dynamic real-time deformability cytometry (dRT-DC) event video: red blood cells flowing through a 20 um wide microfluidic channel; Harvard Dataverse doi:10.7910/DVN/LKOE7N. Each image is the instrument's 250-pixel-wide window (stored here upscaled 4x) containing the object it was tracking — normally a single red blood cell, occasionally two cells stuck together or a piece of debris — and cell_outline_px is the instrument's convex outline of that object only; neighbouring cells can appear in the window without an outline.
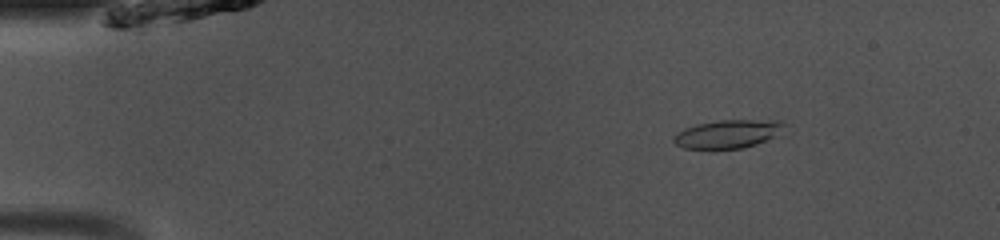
{"species": "common noctule bat (a hibernating species)", "species_latin": "Nyctalus noctula", "temperature_condition": "room temperature", "stored_images_in_passage": 48, "camera_frame_rate_fps": 3000, "um_per_image_px": 0.085, "animal": {"sex": "male", "body_mass_g": 13.0, "forearm_length_mm": 53.1}, "frame": {"image": 1, "passage_image": 7, "time_ms": 2.0, "image_size_px": [1000, 240], "cell_outline_px": [[788, 124], [772, 136], [756, 144], [740, 148], [684, 148], [676, 144], [672, 140], [684, 128], [696, 124], [720, 120], [780, 120]], "centroid_in_image_um": [61.86, 11.36], "position_along_channel_um": 23.1, "area_um2": 17.74}}
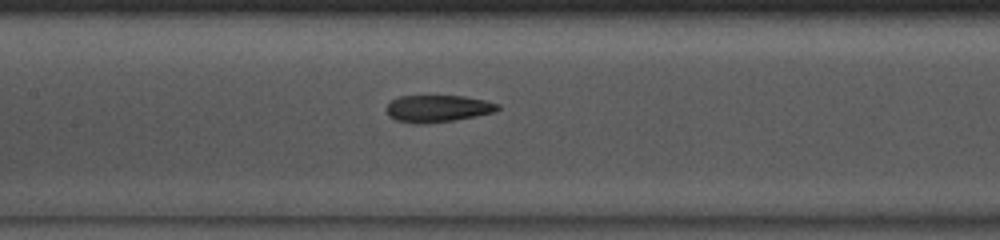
{"frame": {"image": 2, "passage_image": 23, "time_ms": 7.333, "image_size_px": [1000, 240], "cell_outline_px": [[500, 108], [496, 112], [476, 116], [452, 120], [424, 124], [412, 124], [396, 120], [388, 116], [384, 108], [392, 100], [400, 96], [464, 96], [484, 100], [500, 104]], "centroid_in_image_um": [37.18, 9.23], "position_along_channel_um": 170.2, "area_um2": 17.69}}
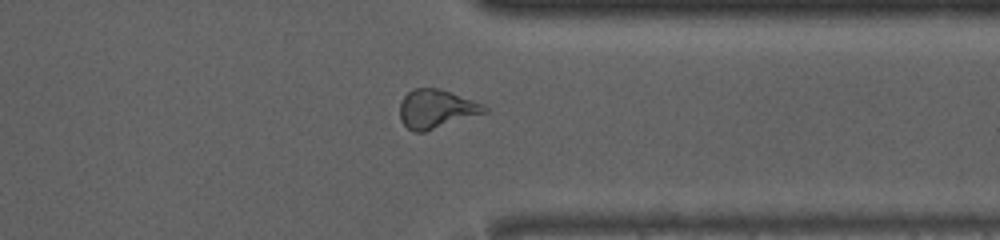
{"frame": {"image": 3, "passage_image": 38, "time_ms": 12.333, "image_size_px": [1000, 240], "cell_outline_px": [[488, 112], [424, 132], [412, 132], [400, 120], [400, 104], [404, 96], [412, 88], [440, 88], [484, 104], [488, 108]], "centroid_in_image_um": [37.09, 9.26], "position_along_channel_um": 374.3, "area_um2": 19.19}, "authors_computed_cell_mechanics": {"area_um2": 18.496, "velocity_mm_per_s": 4.1176, "shape_relaxation_time_tau1_ms": 3.7079, "shape_relaxation_time_tau2_ms": 1.8701, "deformation_change_tau1": 0.155, "deformation_change_tau2": 0.0935}}